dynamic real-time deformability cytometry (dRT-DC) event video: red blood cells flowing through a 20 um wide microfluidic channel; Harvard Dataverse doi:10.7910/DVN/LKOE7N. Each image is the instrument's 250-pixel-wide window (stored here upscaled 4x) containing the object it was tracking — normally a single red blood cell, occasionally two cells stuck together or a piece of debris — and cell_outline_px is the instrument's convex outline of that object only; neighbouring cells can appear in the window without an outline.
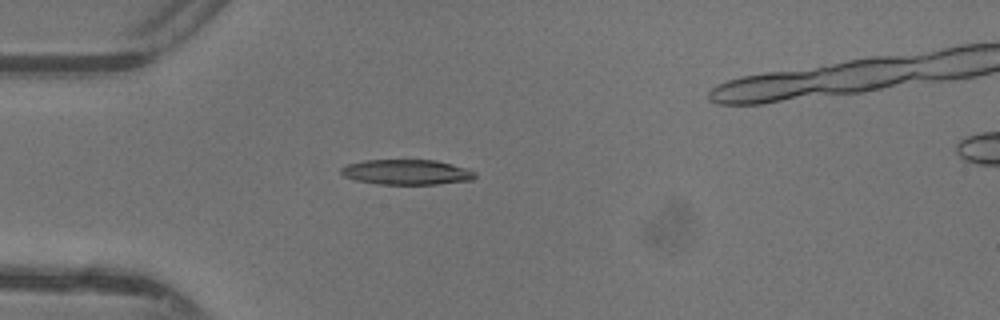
{"species": "common noctule bat (a hibernating species)", "species_latin": "Nyctalus noctula", "temperature_condition": "warm", "stored_images_in_passage": 32, "camera_frame_rate_fps": 3000, "um_per_image_px": 0.085, "animal": {"sex": "female"}, "frame": {"image": 1, "passage_image": 1, "time_ms": 0.0, "image_size_px": [1000, 320], "cell_outline_px": [[476, 176], [472, 180], [436, 184], [376, 184], [356, 180], [344, 176], [340, 172], [340, 168], [348, 164], [364, 160], [436, 160], [468, 168], [476, 172]], "centroid_in_image_um": [34.58, 14.63], "position_along_channel_um": 50.4, "area_um2": 19.71}}
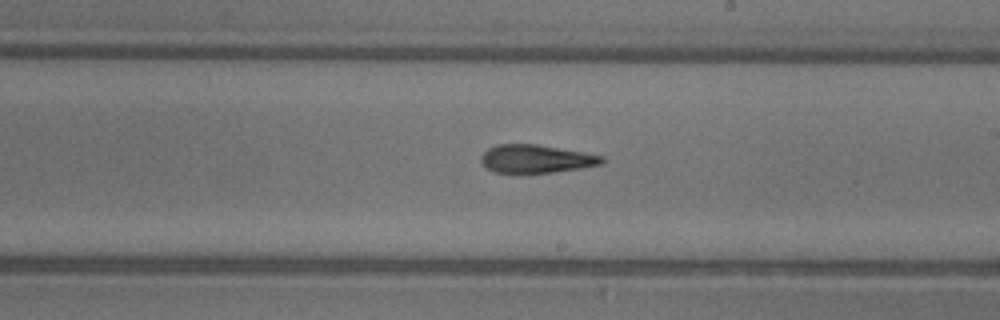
{"frame": {"image": 2, "passage_image": 15, "time_ms": 4.667, "image_size_px": [1000, 320], "cell_outline_px": [[604, 164], [580, 168], [552, 172], [496, 172], [488, 168], [480, 160], [480, 156], [488, 148], [496, 144], [536, 144], [584, 152], [604, 156]], "centroid_in_image_um": [45.59, 13.48], "position_along_channel_um": 243.4, "area_um2": 19.65}}
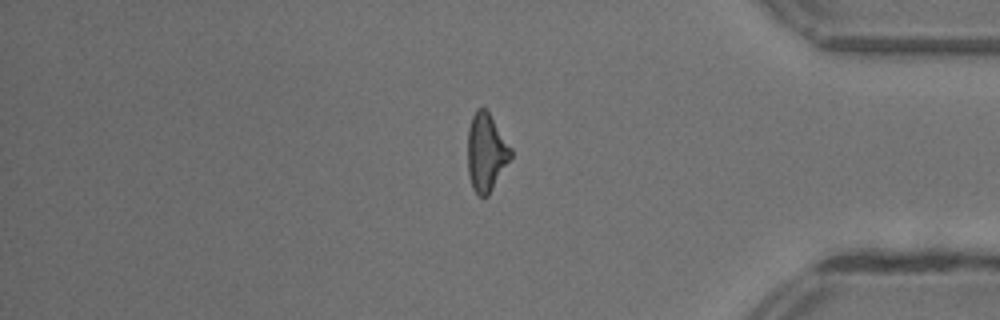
{"frame": {"image": 3, "passage_image": 27, "time_ms": 8.667, "image_size_px": [1000, 320], "cell_outline_px": [[512, 156], [488, 196], [480, 196], [472, 188], [468, 172], [468, 128], [472, 116], [476, 108], [488, 108], [512, 148]], "centroid_in_image_um": [41.33, 12.89], "position_along_channel_um": 393.9, "area_um2": 19.83}, "authors_computed_cell_mechanics": {"area_um2": 20.0855, "velocity_mm_per_s": 4.424, "shape_relaxation_time_tau1_ms": null, "shape_relaxation_time_tau2_ms": 3.5422, "deformation_change_tau1": null, "deformation_change_tau2": 0.1558}}